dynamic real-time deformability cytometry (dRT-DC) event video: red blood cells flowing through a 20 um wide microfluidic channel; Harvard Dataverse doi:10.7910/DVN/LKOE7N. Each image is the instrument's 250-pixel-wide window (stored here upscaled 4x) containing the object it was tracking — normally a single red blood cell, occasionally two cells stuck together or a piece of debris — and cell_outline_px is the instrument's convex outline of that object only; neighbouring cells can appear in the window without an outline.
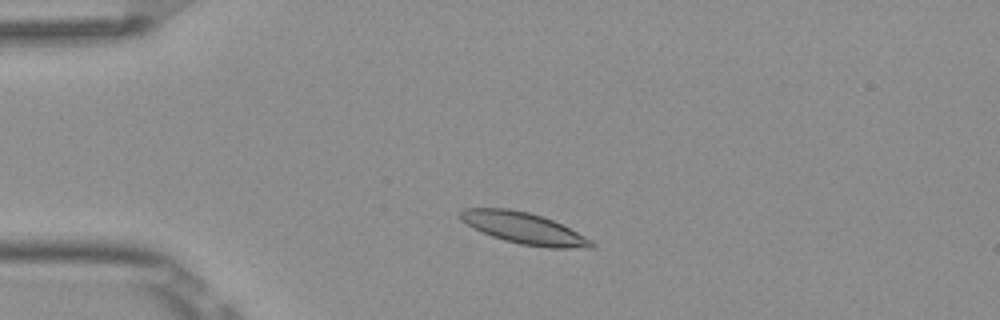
{"species": "Egyptian fruit bat (a non-hibernating species)", "species_latin": "Rousettus aegyptiacus", "temperature_condition": "room temperature", "stored_images_in_passage": 4, "camera_frame_rate_fps": 3000, "um_per_image_px": 0.085, "frame": {"image": 1, "passage_image": 3, "time_ms": 0.667, "image_size_px": [1000, 320], "cell_outline_px": [[596, 244], [592, 248], [548, 248], [520, 244], [504, 240], [492, 236], [460, 220], [460, 212], [464, 208], [508, 208], [528, 212], [544, 216], [592, 240]], "centroid_in_image_um": [44.55, 19.4], "position_along_channel_um": 40.5, "area_um2": 23.7}}